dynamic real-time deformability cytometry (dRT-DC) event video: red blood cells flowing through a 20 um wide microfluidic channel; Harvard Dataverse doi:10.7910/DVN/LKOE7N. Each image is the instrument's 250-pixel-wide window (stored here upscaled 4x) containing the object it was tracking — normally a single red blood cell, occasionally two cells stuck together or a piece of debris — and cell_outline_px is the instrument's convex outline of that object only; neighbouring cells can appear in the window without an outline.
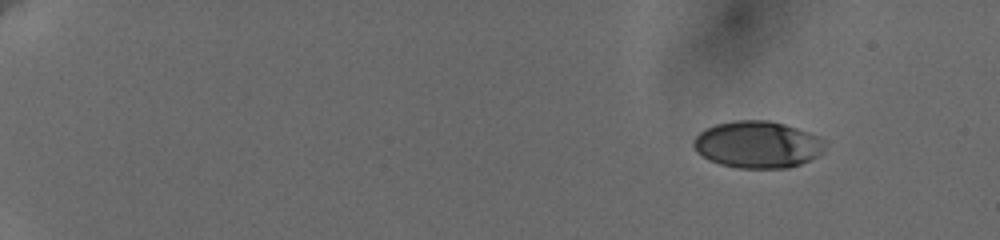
{"species": "human", "species_latin": "Homo sapiens", "temperature_condition": "cold", "stored_images_in_passage": 24, "camera_frame_rate_fps": 3000, "um_per_image_px": 0.085, "donor": {"sex": "female"}, "frame": {"image": 1, "passage_image": 1, "time_ms": 0.0, "image_size_px": [1000, 240], "cell_outline_px": [[824, 152], [800, 164], [788, 168], [740, 168], [720, 164], [708, 160], [692, 144], [696, 136], [704, 128], [716, 124], [736, 120], [768, 120], [784, 124], [808, 132], [816, 136], [820, 140]], "centroid_in_image_um": [64.35, 12.28], "position_along_channel_um": 20.6, "area_um2": 35.43}}